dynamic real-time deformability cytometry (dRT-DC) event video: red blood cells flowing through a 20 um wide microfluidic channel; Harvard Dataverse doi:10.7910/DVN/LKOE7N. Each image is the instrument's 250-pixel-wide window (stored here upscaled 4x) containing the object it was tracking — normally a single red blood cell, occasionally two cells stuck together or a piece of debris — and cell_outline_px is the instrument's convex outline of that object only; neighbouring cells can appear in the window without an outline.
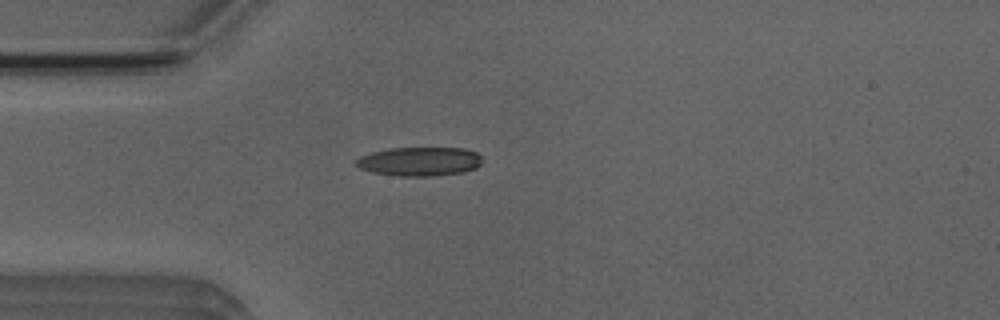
{"species": "Egyptian fruit bat (a non-hibernating species)", "species_latin": "Rousettus aegyptiacus", "temperature_condition": "room temperature", "stored_images_in_passage": 1, "camera_frame_rate_fps": 3000, "um_per_image_px": 0.085, "animal": {"sex": "male"}, "frame": {"image": 1, "passage_image": 1, "time_ms": 0.0, "image_size_px": [1000, 320], "cell_outline_px": [[480, 164], [476, 168], [464, 172], [432, 176], [396, 176], [372, 172], [360, 168], [352, 164], [360, 156], [372, 152], [388, 148], [464, 148], [476, 152], [480, 156]], "centroid_in_image_um": [35.63, 13.73], "position_along_channel_um": 49.4, "area_um2": 21.39}}